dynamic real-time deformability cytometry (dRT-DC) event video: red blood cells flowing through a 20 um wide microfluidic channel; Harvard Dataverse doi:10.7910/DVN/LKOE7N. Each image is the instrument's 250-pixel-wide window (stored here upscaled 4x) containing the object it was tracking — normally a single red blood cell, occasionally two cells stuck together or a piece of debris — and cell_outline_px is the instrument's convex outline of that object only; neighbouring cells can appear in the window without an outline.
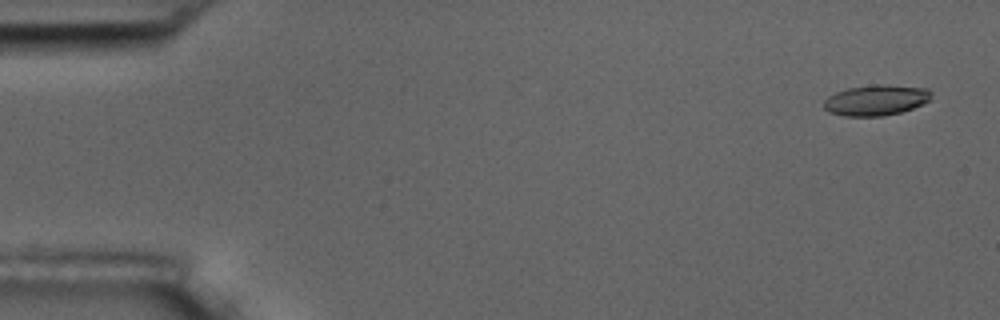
{"species": "common noctule bat (a hibernating species)", "species_latin": "Nyctalus noctula", "temperature_condition": "room temperature", "stored_images_in_passage": 5, "camera_frame_rate_fps": 3000, "um_per_image_px": 0.085, "animal": {"sex": "male", "body_mass_g": 17.5, "forearm_length_mm": 52.3}, "frame": {"image": 1, "passage_image": 1, "time_ms": 0.0, "image_size_px": [1000, 320], "cell_outline_px": [[932, 100], [924, 104], [900, 112], [884, 116], [844, 116], [828, 112], [824, 108], [824, 100], [828, 96], [836, 92], [848, 88], [876, 84], [888, 84], [928, 88], [932, 92]], "centroid_in_image_um": [74.5, 8.5], "position_along_channel_um": 10.5, "area_um2": 19.48}}
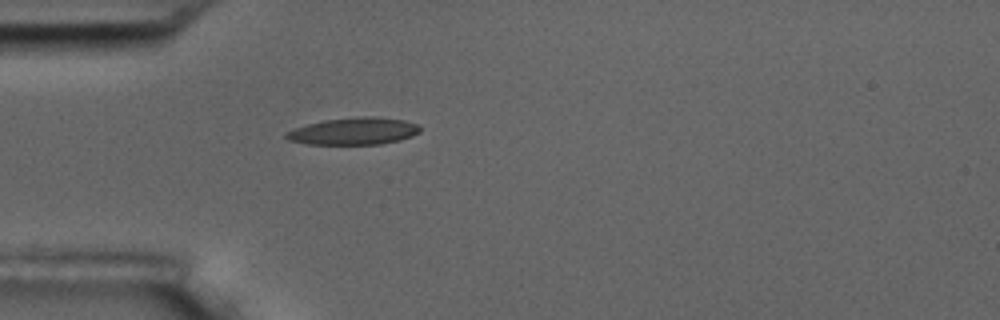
{"frame": {"image": 2, "passage_image": 5, "time_ms": 4.667, "image_size_px": [1000, 320], "cell_outline_px": [[420, 132], [412, 136], [400, 140], [380, 144], [308, 144], [288, 140], [284, 136], [284, 132], [308, 124], [324, 120], [360, 116], [372, 116], [404, 120], [416, 124], [420, 128]], "centroid_in_image_um": [30.06, 11.15], "position_along_channel_um": 54.9, "area_um2": 21.1}}